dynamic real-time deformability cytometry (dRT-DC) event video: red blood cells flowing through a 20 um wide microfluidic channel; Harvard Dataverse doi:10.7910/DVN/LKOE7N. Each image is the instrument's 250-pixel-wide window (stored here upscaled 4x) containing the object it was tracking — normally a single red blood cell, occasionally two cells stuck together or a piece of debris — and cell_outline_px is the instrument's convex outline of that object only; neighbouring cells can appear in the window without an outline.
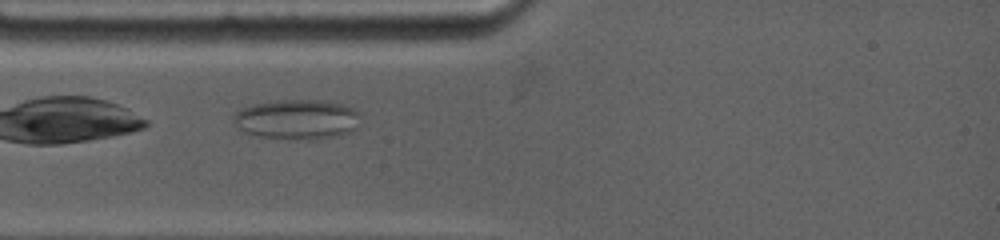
{"species": "common noctule bat (a hibernating species)", "species_latin": "Nyctalus noctula", "temperature_condition": "warm", "stored_images_in_passage": 50, "camera_frame_rate_fps": 4500, "um_per_image_px": 0.085, "animal": {"sex": "female", "body_mass_g": 19.0, "forearm_length_mm": 53.3}, "frame": {"image": 1, "passage_image": 6, "time_ms": 0.889, "image_size_px": [1000, 240], "cell_outline_px": [[360, 112], [356, 128], [352, 132], [336, 136], [316, 140], [292, 140], [260, 136], [240, 132], [232, 120], [232, 116], [240, 108], [252, 104], [280, 100], [320, 100], [344, 104]], "centroid_in_image_um": [25.22, 10.16], "position_along_channel_um": 59.8, "area_um2": 30.11}}
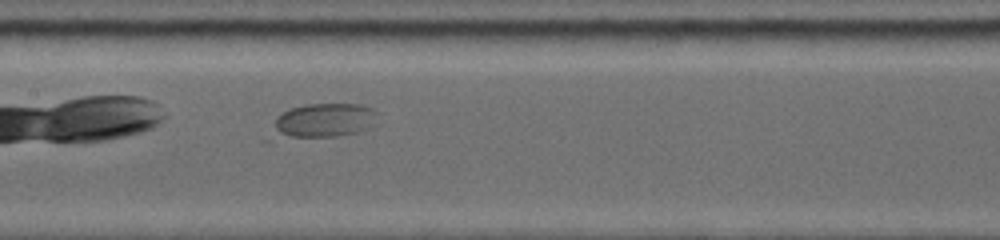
{"frame": {"image": 2, "passage_image": 25, "time_ms": 4.222, "image_size_px": [1000, 240], "cell_outline_px": [[380, 124], [372, 128], [340, 136], [292, 136], [280, 132], [276, 128], [276, 116], [292, 108], [304, 104], [360, 104], [372, 108], [376, 112]], "centroid_in_image_um": [27.75, 10.19], "position_along_channel_um": 179.6, "area_um2": 20.35}}
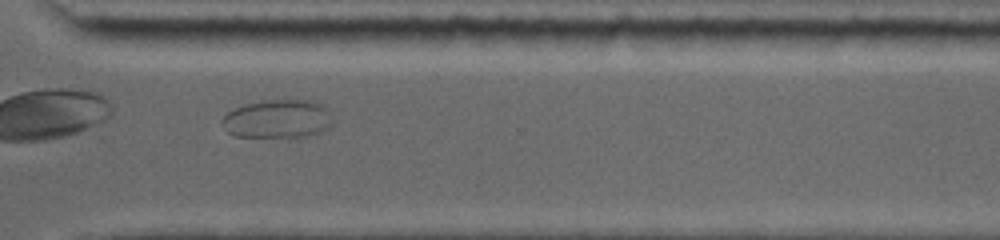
{"frame": {"image": 3, "passage_image": 45, "time_ms": 8.889, "image_size_px": [1000, 240], "cell_outline_px": [[332, 124], [328, 128], [320, 132], [296, 140], [288, 140], [232, 136], [220, 124], [220, 120], [228, 112], [244, 104], [264, 100], [296, 96], [312, 100], [324, 104], [332, 120]], "centroid_in_image_um": [23.62, 10.12], "position_along_channel_um": 347.0, "area_um2": 26.7}}